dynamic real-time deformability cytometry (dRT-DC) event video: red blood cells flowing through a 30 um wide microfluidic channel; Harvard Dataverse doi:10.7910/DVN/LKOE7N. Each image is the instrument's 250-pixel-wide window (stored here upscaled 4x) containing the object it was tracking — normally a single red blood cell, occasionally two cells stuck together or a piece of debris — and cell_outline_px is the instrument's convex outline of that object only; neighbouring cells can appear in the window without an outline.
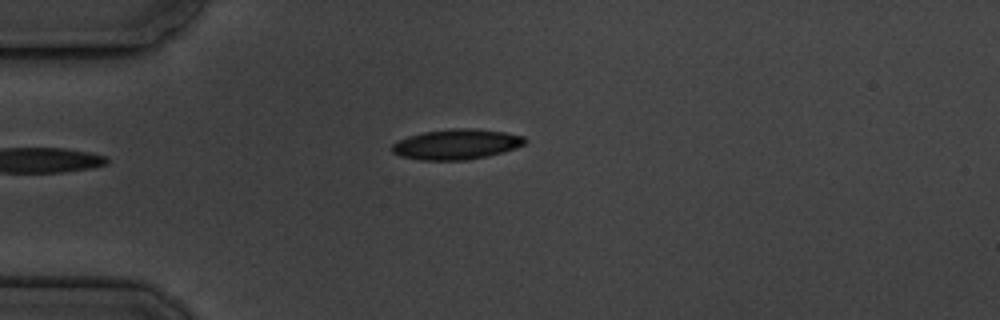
{"species": "common noctule bat (a hibernating species)", "species_latin": "Nyctalus noctula", "temperature_condition": "cold", "stored_images_in_passage": 2, "camera_frame_rate_fps": 3000, "um_per_image_px": 0.085, "animal": {"sex": "male", "body_mass_g": 19.5, "forearm_length_mm": 54.6}, "frame": {"image": 1, "passage_image": 2, "time_ms": 1.333, "image_size_px": [1000, 320], "cell_outline_px": [[528, 140], [524, 144], [516, 148], [484, 156], [464, 160], [420, 160], [400, 156], [392, 152], [392, 144], [408, 136], [424, 132], [452, 128], [476, 128], [504, 132], [524, 136]], "centroid_in_image_um": [38.79, 12.25], "position_along_channel_um": 46.2, "area_um2": 23.29}}